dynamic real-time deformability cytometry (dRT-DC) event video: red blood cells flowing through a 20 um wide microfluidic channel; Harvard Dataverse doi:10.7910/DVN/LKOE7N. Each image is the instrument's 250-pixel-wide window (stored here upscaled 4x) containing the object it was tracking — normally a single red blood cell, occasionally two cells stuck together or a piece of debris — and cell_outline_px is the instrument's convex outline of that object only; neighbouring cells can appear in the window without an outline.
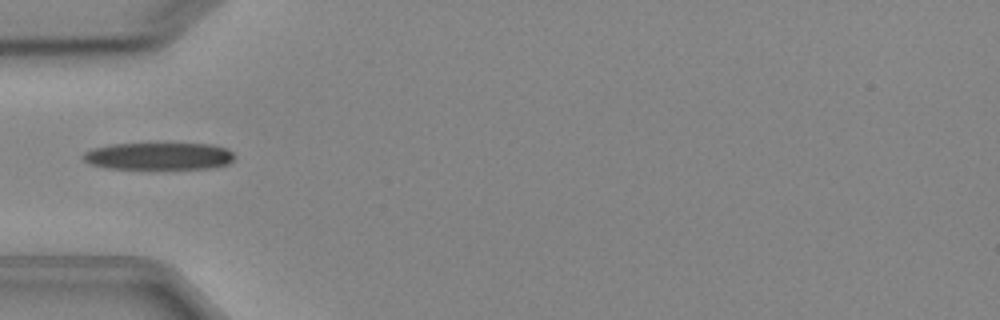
{"species": "Egyptian fruit bat (a non-hibernating species)", "species_latin": "Rousettus aegyptiacus", "temperature_condition": "cold", "stored_images_in_passage": 6, "camera_frame_rate_fps": 3000, "um_per_image_px": 0.085, "animal": {"sex": "female"}, "frame": {"image": 1, "passage_image": 5, "time_ms": 4.667, "image_size_px": [1000, 320], "cell_outline_px": [[236, 156], [228, 164], [216, 168], [108, 168], [92, 164], [84, 160], [80, 156], [84, 152], [92, 148], [112, 144], [212, 144], [228, 148]], "centroid_in_image_um": [13.53, 13.26], "position_along_channel_um": 71.5, "area_um2": 23.93}}